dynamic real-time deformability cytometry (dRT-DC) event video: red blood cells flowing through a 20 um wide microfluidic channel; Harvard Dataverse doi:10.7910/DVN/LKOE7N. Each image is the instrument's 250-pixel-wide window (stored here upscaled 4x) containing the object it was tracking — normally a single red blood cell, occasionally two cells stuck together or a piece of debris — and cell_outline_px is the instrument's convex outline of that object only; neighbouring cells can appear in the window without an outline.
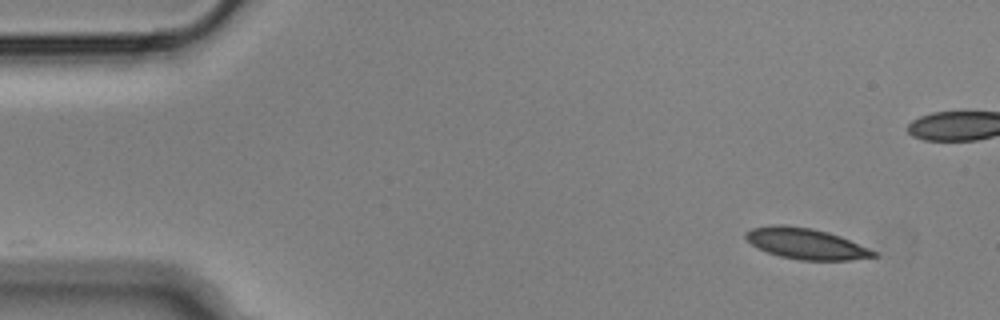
{"species": "Egyptian fruit bat (a non-hibernating species)", "species_latin": "Rousettus aegyptiacus", "temperature_condition": "cold", "stored_images_in_passage": 14, "camera_frame_rate_fps": 3000, "um_per_image_px": 0.085, "animal": {"sex": "male"}, "frame": {"image": 1, "passage_image": 1, "time_ms": 0.0, "image_size_px": [1000, 320], "cell_outline_px": [[880, 256], [852, 260], [800, 260], [780, 256], [756, 248], [744, 236], [744, 232], [752, 228], [772, 224], [784, 224], [812, 228], [828, 232], [840, 236], [868, 248], [876, 252]], "centroid_in_image_um": [68.49, 20.7], "position_along_channel_um": 16.5, "area_um2": 23.12}}